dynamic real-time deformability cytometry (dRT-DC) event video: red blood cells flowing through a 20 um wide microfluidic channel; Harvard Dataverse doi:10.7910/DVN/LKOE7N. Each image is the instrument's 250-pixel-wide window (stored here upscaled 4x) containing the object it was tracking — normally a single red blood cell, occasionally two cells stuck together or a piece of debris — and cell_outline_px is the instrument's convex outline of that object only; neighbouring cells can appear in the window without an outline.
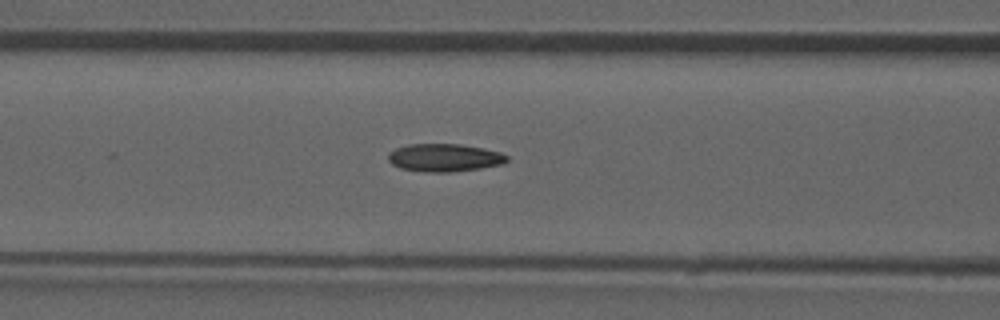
{"species": "common noctule bat (a hibernating species)", "species_latin": "Nyctalus noctula", "temperature_condition": "room temperature", "stored_images_in_passage": 38, "camera_frame_rate_fps": 3000, "um_per_image_px": 0.085, "animal": {"sex": "male", "forearm_length_mm": 52.5}, "frame": {"image": 1, "passage_image": 16, "time_ms": 5.0, "image_size_px": [1000, 320], "cell_outline_px": [[508, 160], [504, 164], [480, 168], [452, 172], [424, 172], [400, 168], [392, 164], [388, 160], [388, 152], [396, 148], [408, 144], [460, 144], [484, 148], [500, 152], [508, 156]], "centroid_in_image_um": [37.77, 13.4], "position_along_channel_um": 128.8, "area_um2": 19.42}, "authors_computed_cell_mechanics": {"area_um2": 19.363, "velocity_mm_per_s": 3.9469, "shape_relaxation_time_tau1_ms": null, "shape_relaxation_time_tau2_ms": 2.9849, "deformation_change_tau1": null, "deformation_change_tau2": 0.1003}}